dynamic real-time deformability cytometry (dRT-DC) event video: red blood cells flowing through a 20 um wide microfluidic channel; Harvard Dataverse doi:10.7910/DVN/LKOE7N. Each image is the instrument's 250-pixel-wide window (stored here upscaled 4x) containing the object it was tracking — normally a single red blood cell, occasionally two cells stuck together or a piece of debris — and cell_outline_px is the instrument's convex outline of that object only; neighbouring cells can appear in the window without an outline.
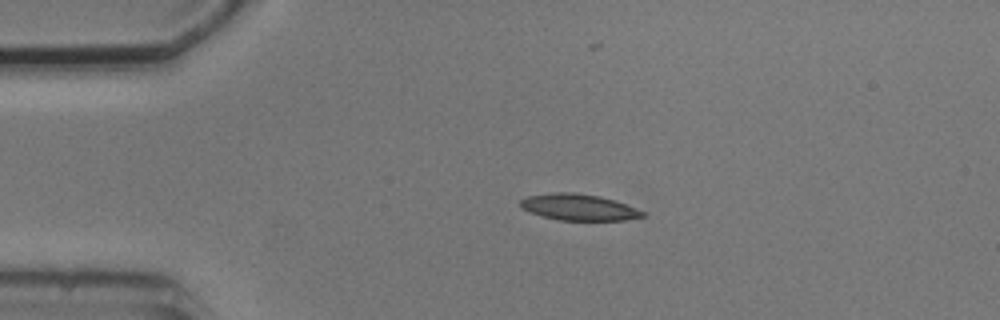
{"species": "common noctule bat (a hibernating species)", "species_latin": "Nyctalus noctula", "temperature_condition": "cold", "stored_images_in_passage": 4, "camera_frame_rate_fps": 3000, "um_per_image_px": 0.085, "animal": {"sex": "male", "body_mass_g": 20.5, "forearm_length_mm": 52.5}, "frame": {"image": 1, "passage_image": 2, "time_ms": 1.0, "image_size_px": [1000, 320], "cell_outline_px": [[648, 216], [624, 220], [560, 220], [528, 212], [520, 208], [520, 200], [528, 196], [556, 192], [576, 192], [600, 196], [616, 200], [644, 212]], "centroid_in_image_um": [49.2, 17.61], "position_along_channel_um": 35.8, "area_um2": 18.79}}